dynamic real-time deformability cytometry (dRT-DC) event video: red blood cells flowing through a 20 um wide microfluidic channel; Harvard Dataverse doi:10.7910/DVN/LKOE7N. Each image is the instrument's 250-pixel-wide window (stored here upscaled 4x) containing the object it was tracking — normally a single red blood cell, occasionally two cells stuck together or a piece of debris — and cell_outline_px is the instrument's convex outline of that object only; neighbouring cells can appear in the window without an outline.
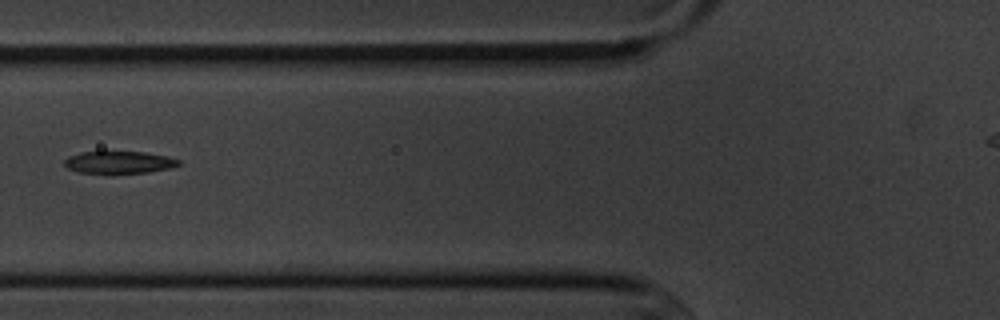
{"species": "common noctule bat (a hibernating species)", "species_latin": "Nyctalus noctula", "temperature_condition": "cold", "stored_images_in_passage": 6, "camera_frame_rate_fps": 3000, "um_per_image_px": 0.085, "animal": {"sex": "male", "body_mass_g": 20.1, "forearm_length_mm": 53.5}, "frame": {"image": 1, "passage_image": 6, "time_ms": 5.667, "image_size_px": [1000, 320], "cell_outline_px": [[180, 164], [168, 168], [148, 172], [80, 172], [68, 168], [64, 164], [64, 160], [68, 156], [80, 152], [144, 152], [168, 156], [180, 160]], "centroid_in_image_um": [10.12, 13.77], "position_along_channel_um": 115.7, "area_um2": 14.39}}